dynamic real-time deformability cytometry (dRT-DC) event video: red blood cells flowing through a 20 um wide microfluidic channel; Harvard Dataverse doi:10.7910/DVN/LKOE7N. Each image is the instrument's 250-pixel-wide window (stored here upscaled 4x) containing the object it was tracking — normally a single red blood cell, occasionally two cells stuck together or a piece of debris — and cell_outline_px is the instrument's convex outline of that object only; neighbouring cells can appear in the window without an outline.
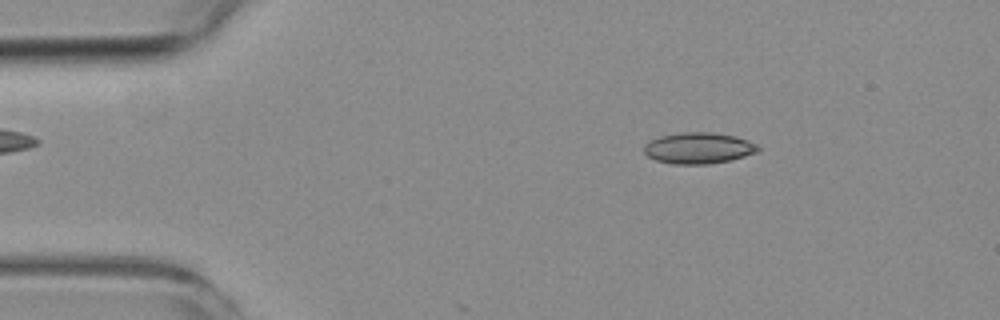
{"species": "common noctule bat (a hibernating species)", "species_latin": "Nyctalus noctula", "temperature_condition": "room temperature", "stored_images_in_passage": 3, "camera_frame_rate_fps": 3000, "um_per_image_px": 0.085, "animal": {"sex": "female", "body_mass_g": 19.3, "forearm_length_mm": 54.1}, "frame": {"image": 1, "passage_image": 1, "time_ms": 0.0, "image_size_px": [1000, 320], "cell_outline_px": [[760, 148], [756, 152], [732, 160], [708, 164], [672, 164], [656, 160], [648, 156], [644, 152], [644, 144], [660, 136], [680, 132], [712, 132], [736, 136], [748, 140], [756, 144]], "centroid_in_image_um": [59.37, 12.58], "position_along_channel_um": 25.6, "area_um2": 20.75}}